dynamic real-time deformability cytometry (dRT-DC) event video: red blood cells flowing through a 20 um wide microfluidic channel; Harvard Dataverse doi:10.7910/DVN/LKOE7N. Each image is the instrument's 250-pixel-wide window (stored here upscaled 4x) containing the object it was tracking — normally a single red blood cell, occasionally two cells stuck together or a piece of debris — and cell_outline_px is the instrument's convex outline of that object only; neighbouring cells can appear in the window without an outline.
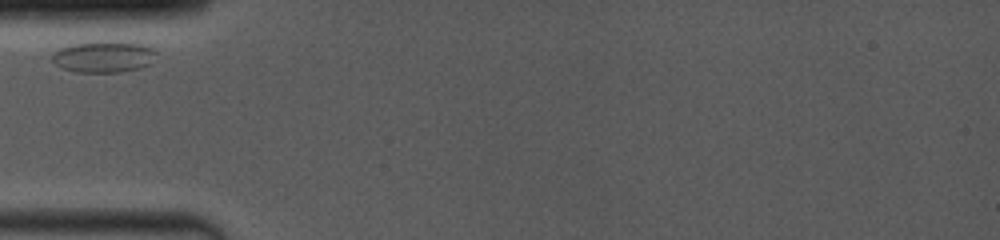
{"species": "common noctule bat (a hibernating species)", "species_latin": "Nyctalus noctula", "temperature_condition": "room temperature", "stored_images_in_passage": 6, "camera_frame_rate_fps": 4000, "um_per_image_px": 0.085, "animal": {"sex": "female", "body_mass_g": 19.0, "forearm_length_mm": 53.3}, "frame": {"image": 1, "passage_image": 1, "time_ms": 0.0, "image_size_px": [1000, 240], "cell_outline_px": [[156, 52], [152, 64], [140, 68], [120, 72], [76, 72], [60, 68], [52, 60], [52, 56], [60, 48], [72, 44], [100, 40], [112, 40], [144, 44], [152, 48]], "centroid_in_image_um": [8.84, 4.81], "position_along_channel_um": 76.2, "area_um2": 19.42}}
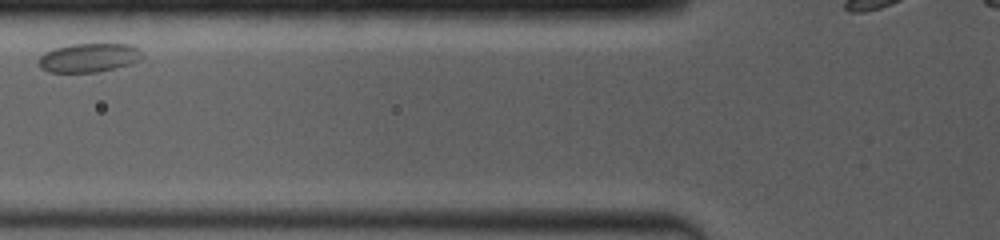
{"frame": {"image": 2, "passage_image": 3, "time_ms": 1.25, "image_size_px": [1000, 240], "cell_outline_px": [[144, 56], [140, 60], [132, 64], [96, 72], [48, 72], [40, 68], [40, 56], [44, 52], [56, 48], [72, 44], [132, 44]], "centroid_in_image_um": [7.57, 4.91], "position_along_channel_um": 118.2, "area_um2": 17.34}}
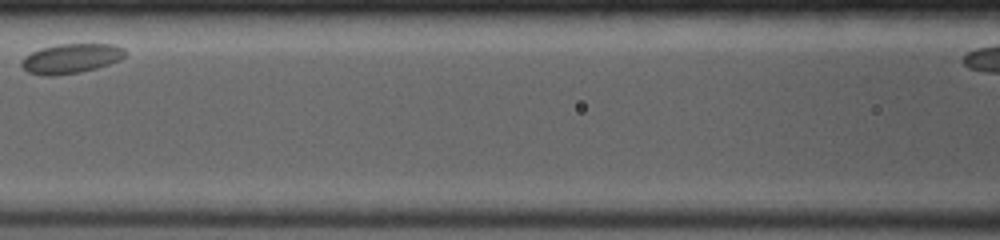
{"frame": {"image": 3, "passage_image": 5, "time_ms": 2.5, "image_size_px": [1000, 240], "cell_outline_px": [[124, 56], [120, 60], [96, 68], [80, 72], [52, 76], [44, 76], [28, 72], [20, 64], [24, 56], [40, 48], [56, 44], [116, 44], [124, 48]], "centroid_in_image_um": [6.02, 4.97], "position_along_channel_um": 160.6, "area_um2": 17.92}}